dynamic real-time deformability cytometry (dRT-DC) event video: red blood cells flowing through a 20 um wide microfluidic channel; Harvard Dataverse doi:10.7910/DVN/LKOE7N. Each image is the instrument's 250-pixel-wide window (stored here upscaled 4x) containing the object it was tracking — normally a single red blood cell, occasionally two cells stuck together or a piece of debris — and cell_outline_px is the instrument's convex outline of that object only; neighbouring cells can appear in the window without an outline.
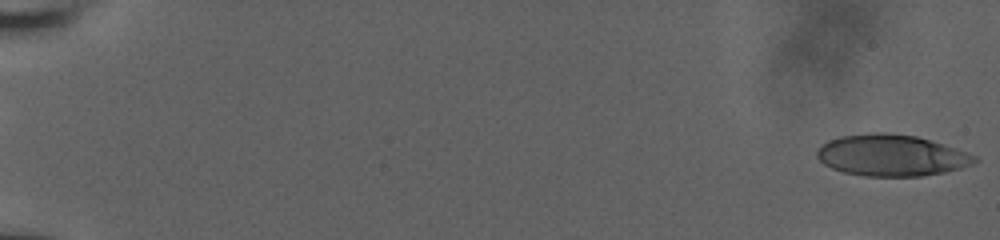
{"species": "human", "species_latin": "Homo sapiens", "temperature_condition": "room temperature", "stored_images_in_passage": 63, "camera_frame_rate_fps": 3000, "um_per_image_px": 0.085, "donor": {"sex": "male"}, "frame": {"image": 1, "passage_image": 1, "time_ms": 0.0, "image_size_px": [1000, 240], "cell_outline_px": [[976, 160], [972, 164], [960, 168], [944, 172], [920, 176], [864, 176], [844, 172], [832, 168], [824, 164], [816, 156], [816, 152], [820, 144], [828, 140], [840, 136], [872, 132], [888, 132], [916, 136], [976, 156]], "centroid_in_image_um": [75.68, 13.2], "position_along_channel_um": 9.3, "area_um2": 37.74}, "authors_computed_cell_mechanics": {"area_um2": 40.749, "velocity_mm_per_s": 3.828, "shape_relaxation_time_tau1_ms": 1.279, "shape_relaxation_time_tau2_ms": 0.7571, "deformation_change_tau1": 0.2855, "deformation_change_tau2": 0.086}}